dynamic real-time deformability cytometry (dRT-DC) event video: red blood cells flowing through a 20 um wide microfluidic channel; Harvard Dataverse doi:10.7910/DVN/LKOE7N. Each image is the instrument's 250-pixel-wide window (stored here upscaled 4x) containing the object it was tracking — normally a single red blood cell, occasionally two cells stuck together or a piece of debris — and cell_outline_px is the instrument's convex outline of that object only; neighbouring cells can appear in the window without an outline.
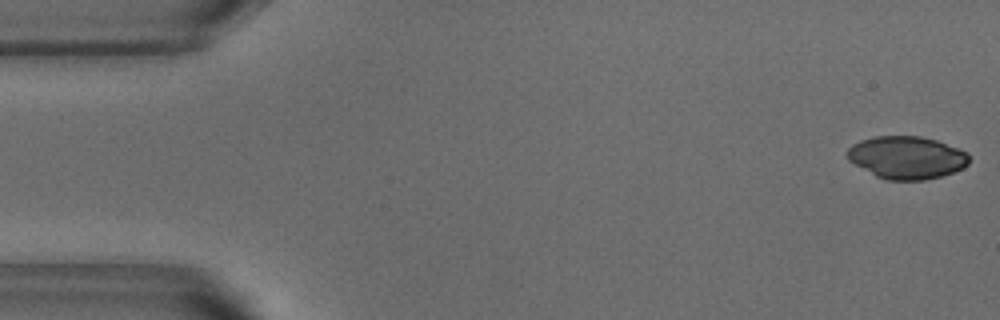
{"species": "common noctule bat (a hibernating species)", "species_latin": "Nyctalus noctula", "temperature_condition": "warm", "stored_images_in_passage": 51, "camera_frame_rate_fps": 3000, "um_per_image_px": 0.085, "animal": {"sex": "male", "body_mass_g": 18.8}, "frame": {"image": 1, "passage_image": 1, "time_ms": 0.0, "image_size_px": [1000, 320], "cell_outline_px": [[968, 164], [964, 168], [940, 176], [924, 180], [888, 180], [876, 176], [848, 160], [848, 148], [852, 144], [860, 140], [876, 136], [920, 136], [936, 140], [968, 152]], "centroid_in_image_um": [77.07, 13.38], "position_along_channel_um": 7.9, "area_um2": 30.11}}